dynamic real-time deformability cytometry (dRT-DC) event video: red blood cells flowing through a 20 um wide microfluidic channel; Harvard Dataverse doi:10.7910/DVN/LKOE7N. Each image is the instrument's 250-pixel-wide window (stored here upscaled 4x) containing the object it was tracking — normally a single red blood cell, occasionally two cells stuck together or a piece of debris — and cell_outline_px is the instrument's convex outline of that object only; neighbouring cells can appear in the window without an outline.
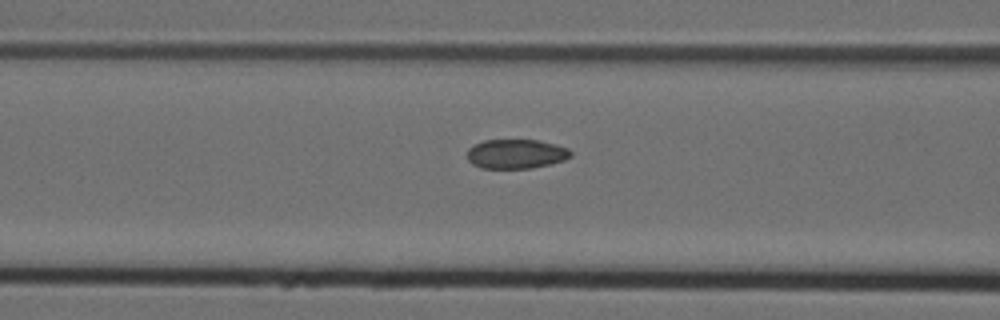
{"species": "Egyptian fruit bat (a non-hibernating species)", "species_latin": "Rousettus aegyptiacus", "temperature_condition": "cold", "stored_images_in_passage": 6, "segment_of_instrument_passage": [2, 2], "camera_frame_rate_fps": 3000, "um_per_image_px": 0.085, "animal": {"sex": "female"}, "frame": {"image": 1, "passage_image": 6, "time_ms": 1.667, "image_size_px": [1000, 320], "cell_outline_px": [[572, 156], [564, 160], [532, 168], [480, 168], [472, 164], [468, 160], [468, 148], [484, 140], [540, 140], [556, 144], [568, 148], [572, 152]], "centroid_in_image_um": [43.88, 13.08], "position_along_channel_um": 122.7, "area_um2": 17.74}}